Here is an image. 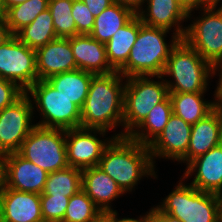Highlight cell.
<instances>
[{
    "instance_id": "obj_2",
    "label": "cell",
    "mask_w": 222,
    "mask_h": 222,
    "mask_svg": "<svg viewBox=\"0 0 222 222\" xmlns=\"http://www.w3.org/2000/svg\"><path fill=\"white\" fill-rule=\"evenodd\" d=\"M98 167L113 179L124 193L132 192L146 175L156 177L148 146L128 136L114 137L105 147Z\"/></svg>"
},
{
    "instance_id": "obj_25",
    "label": "cell",
    "mask_w": 222,
    "mask_h": 222,
    "mask_svg": "<svg viewBox=\"0 0 222 222\" xmlns=\"http://www.w3.org/2000/svg\"><path fill=\"white\" fill-rule=\"evenodd\" d=\"M172 114V103L168 96L149 112L148 116L128 137L142 145L149 146L163 131Z\"/></svg>"
},
{
    "instance_id": "obj_12",
    "label": "cell",
    "mask_w": 222,
    "mask_h": 222,
    "mask_svg": "<svg viewBox=\"0 0 222 222\" xmlns=\"http://www.w3.org/2000/svg\"><path fill=\"white\" fill-rule=\"evenodd\" d=\"M96 133L104 137L107 131L82 127L66 130V154L69 166L80 170L98 166L105 147L115 136L102 141Z\"/></svg>"
},
{
    "instance_id": "obj_35",
    "label": "cell",
    "mask_w": 222,
    "mask_h": 222,
    "mask_svg": "<svg viewBox=\"0 0 222 222\" xmlns=\"http://www.w3.org/2000/svg\"><path fill=\"white\" fill-rule=\"evenodd\" d=\"M183 8L188 12V18L191 19V12L194 10H199L202 7L211 5L218 0H177Z\"/></svg>"
},
{
    "instance_id": "obj_37",
    "label": "cell",
    "mask_w": 222,
    "mask_h": 222,
    "mask_svg": "<svg viewBox=\"0 0 222 222\" xmlns=\"http://www.w3.org/2000/svg\"><path fill=\"white\" fill-rule=\"evenodd\" d=\"M150 215L152 222H182L179 218L161 212L156 206L151 208Z\"/></svg>"
},
{
    "instance_id": "obj_30",
    "label": "cell",
    "mask_w": 222,
    "mask_h": 222,
    "mask_svg": "<svg viewBox=\"0 0 222 222\" xmlns=\"http://www.w3.org/2000/svg\"><path fill=\"white\" fill-rule=\"evenodd\" d=\"M101 209L81 189L69 198L62 222H93Z\"/></svg>"
},
{
    "instance_id": "obj_34",
    "label": "cell",
    "mask_w": 222,
    "mask_h": 222,
    "mask_svg": "<svg viewBox=\"0 0 222 222\" xmlns=\"http://www.w3.org/2000/svg\"><path fill=\"white\" fill-rule=\"evenodd\" d=\"M24 94L25 91L17 84L0 77V111L14 104Z\"/></svg>"
},
{
    "instance_id": "obj_17",
    "label": "cell",
    "mask_w": 222,
    "mask_h": 222,
    "mask_svg": "<svg viewBox=\"0 0 222 222\" xmlns=\"http://www.w3.org/2000/svg\"><path fill=\"white\" fill-rule=\"evenodd\" d=\"M35 52L38 80H47L52 75L77 69L68 38L57 37Z\"/></svg>"
},
{
    "instance_id": "obj_42",
    "label": "cell",
    "mask_w": 222,
    "mask_h": 222,
    "mask_svg": "<svg viewBox=\"0 0 222 222\" xmlns=\"http://www.w3.org/2000/svg\"><path fill=\"white\" fill-rule=\"evenodd\" d=\"M215 71H218V73L220 71L219 73L220 75H219V81H218L219 83L217 84L218 86L215 90L214 99L216 103H222V66L216 68Z\"/></svg>"
},
{
    "instance_id": "obj_33",
    "label": "cell",
    "mask_w": 222,
    "mask_h": 222,
    "mask_svg": "<svg viewBox=\"0 0 222 222\" xmlns=\"http://www.w3.org/2000/svg\"><path fill=\"white\" fill-rule=\"evenodd\" d=\"M72 17L76 23L77 35L92 32L95 16L82 0H73Z\"/></svg>"
},
{
    "instance_id": "obj_39",
    "label": "cell",
    "mask_w": 222,
    "mask_h": 222,
    "mask_svg": "<svg viewBox=\"0 0 222 222\" xmlns=\"http://www.w3.org/2000/svg\"><path fill=\"white\" fill-rule=\"evenodd\" d=\"M145 0H114V2L122 4L126 7H129L132 9L135 13L140 11V9L143 8L142 5H144Z\"/></svg>"
},
{
    "instance_id": "obj_20",
    "label": "cell",
    "mask_w": 222,
    "mask_h": 222,
    "mask_svg": "<svg viewBox=\"0 0 222 222\" xmlns=\"http://www.w3.org/2000/svg\"><path fill=\"white\" fill-rule=\"evenodd\" d=\"M222 143V112L215 107L208 115L192 125L187 151V165Z\"/></svg>"
},
{
    "instance_id": "obj_16",
    "label": "cell",
    "mask_w": 222,
    "mask_h": 222,
    "mask_svg": "<svg viewBox=\"0 0 222 222\" xmlns=\"http://www.w3.org/2000/svg\"><path fill=\"white\" fill-rule=\"evenodd\" d=\"M183 178L193 175L190 183L200 191L222 194V143L207 153L192 160L187 166Z\"/></svg>"
},
{
    "instance_id": "obj_32",
    "label": "cell",
    "mask_w": 222,
    "mask_h": 222,
    "mask_svg": "<svg viewBox=\"0 0 222 222\" xmlns=\"http://www.w3.org/2000/svg\"><path fill=\"white\" fill-rule=\"evenodd\" d=\"M68 203L69 197L66 196L40 195L43 220L62 222Z\"/></svg>"
},
{
    "instance_id": "obj_46",
    "label": "cell",
    "mask_w": 222,
    "mask_h": 222,
    "mask_svg": "<svg viewBox=\"0 0 222 222\" xmlns=\"http://www.w3.org/2000/svg\"><path fill=\"white\" fill-rule=\"evenodd\" d=\"M220 198V216H221V222H222V194L219 195Z\"/></svg>"
},
{
    "instance_id": "obj_36",
    "label": "cell",
    "mask_w": 222,
    "mask_h": 222,
    "mask_svg": "<svg viewBox=\"0 0 222 222\" xmlns=\"http://www.w3.org/2000/svg\"><path fill=\"white\" fill-rule=\"evenodd\" d=\"M82 1L87 5L89 11L95 17L99 16L101 12H103L106 8L115 3L114 0H82Z\"/></svg>"
},
{
    "instance_id": "obj_5",
    "label": "cell",
    "mask_w": 222,
    "mask_h": 222,
    "mask_svg": "<svg viewBox=\"0 0 222 222\" xmlns=\"http://www.w3.org/2000/svg\"><path fill=\"white\" fill-rule=\"evenodd\" d=\"M155 76H132L125 78L124 89V131L115 137L128 136L149 114V112L168 96L169 91L164 76H156L161 81L151 79Z\"/></svg>"
},
{
    "instance_id": "obj_31",
    "label": "cell",
    "mask_w": 222,
    "mask_h": 222,
    "mask_svg": "<svg viewBox=\"0 0 222 222\" xmlns=\"http://www.w3.org/2000/svg\"><path fill=\"white\" fill-rule=\"evenodd\" d=\"M72 6L73 0H49L48 2L57 37L69 38L77 35Z\"/></svg>"
},
{
    "instance_id": "obj_8",
    "label": "cell",
    "mask_w": 222,
    "mask_h": 222,
    "mask_svg": "<svg viewBox=\"0 0 222 222\" xmlns=\"http://www.w3.org/2000/svg\"><path fill=\"white\" fill-rule=\"evenodd\" d=\"M47 173L68 167L66 130L36 125L17 152Z\"/></svg>"
},
{
    "instance_id": "obj_21",
    "label": "cell",
    "mask_w": 222,
    "mask_h": 222,
    "mask_svg": "<svg viewBox=\"0 0 222 222\" xmlns=\"http://www.w3.org/2000/svg\"><path fill=\"white\" fill-rule=\"evenodd\" d=\"M82 190L102 212L112 211L111 201L125 194L118 184L98 166L82 170Z\"/></svg>"
},
{
    "instance_id": "obj_13",
    "label": "cell",
    "mask_w": 222,
    "mask_h": 222,
    "mask_svg": "<svg viewBox=\"0 0 222 222\" xmlns=\"http://www.w3.org/2000/svg\"><path fill=\"white\" fill-rule=\"evenodd\" d=\"M3 185L18 191L42 194L48 174L42 168L26 160L17 152L1 157Z\"/></svg>"
},
{
    "instance_id": "obj_22",
    "label": "cell",
    "mask_w": 222,
    "mask_h": 222,
    "mask_svg": "<svg viewBox=\"0 0 222 222\" xmlns=\"http://www.w3.org/2000/svg\"><path fill=\"white\" fill-rule=\"evenodd\" d=\"M142 25L136 14L105 43L108 62L114 71H119L126 64Z\"/></svg>"
},
{
    "instance_id": "obj_6",
    "label": "cell",
    "mask_w": 222,
    "mask_h": 222,
    "mask_svg": "<svg viewBox=\"0 0 222 222\" xmlns=\"http://www.w3.org/2000/svg\"><path fill=\"white\" fill-rule=\"evenodd\" d=\"M183 179L156 207L182 222H221L219 195L186 185Z\"/></svg>"
},
{
    "instance_id": "obj_3",
    "label": "cell",
    "mask_w": 222,
    "mask_h": 222,
    "mask_svg": "<svg viewBox=\"0 0 222 222\" xmlns=\"http://www.w3.org/2000/svg\"><path fill=\"white\" fill-rule=\"evenodd\" d=\"M169 30L142 25L126 64L118 71L123 77L160 76L172 49L181 40L174 34L169 45L165 37Z\"/></svg>"
},
{
    "instance_id": "obj_38",
    "label": "cell",
    "mask_w": 222,
    "mask_h": 222,
    "mask_svg": "<svg viewBox=\"0 0 222 222\" xmlns=\"http://www.w3.org/2000/svg\"><path fill=\"white\" fill-rule=\"evenodd\" d=\"M13 35L9 30L5 17H0V46L3 45Z\"/></svg>"
},
{
    "instance_id": "obj_28",
    "label": "cell",
    "mask_w": 222,
    "mask_h": 222,
    "mask_svg": "<svg viewBox=\"0 0 222 222\" xmlns=\"http://www.w3.org/2000/svg\"><path fill=\"white\" fill-rule=\"evenodd\" d=\"M82 189V170L68 166L48 174L40 195L71 197Z\"/></svg>"
},
{
    "instance_id": "obj_11",
    "label": "cell",
    "mask_w": 222,
    "mask_h": 222,
    "mask_svg": "<svg viewBox=\"0 0 222 222\" xmlns=\"http://www.w3.org/2000/svg\"><path fill=\"white\" fill-rule=\"evenodd\" d=\"M30 99L25 93L14 104L0 111V157L18 152L36 126L32 123L35 110Z\"/></svg>"
},
{
    "instance_id": "obj_14",
    "label": "cell",
    "mask_w": 222,
    "mask_h": 222,
    "mask_svg": "<svg viewBox=\"0 0 222 222\" xmlns=\"http://www.w3.org/2000/svg\"><path fill=\"white\" fill-rule=\"evenodd\" d=\"M191 128L192 125L172 114L163 131L148 146L153 163H155V158L162 157L187 165Z\"/></svg>"
},
{
    "instance_id": "obj_45",
    "label": "cell",
    "mask_w": 222,
    "mask_h": 222,
    "mask_svg": "<svg viewBox=\"0 0 222 222\" xmlns=\"http://www.w3.org/2000/svg\"><path fill=\"white\" fill-rule=\"evenodd\" d=\"M6 8L4 6L3 0H0V17H5Z\"/></svg>"
},
{
    "instance_id": "obj_26",
    "label": "cell",
    "mask_w": 222,
    "mask_h": 222,
    "mask_svg": "<svg viewBox=\"0 0 222 222\" xmlns=\"http://www.w3.org/2000/svg\"><path fill=\"white\" fill-rule=\"evenodd\" d=\"M135 15L136 13L129 7L115 2L95 17L93 30L89 35L105 44L119 28L127 24Z\"/></svg>"
},
{
    "instance_id": "obj_9",
    "label": "cell",
    "mask_w": 222,
    "mask_h": 222,
    "mask_svg": "<svg viewBox=\"0 0 222 222\" xmlns=\"http://www.w3.org/2000/svg\"><path fill=\"white\" fill-rule=\"evenodd\" d=\"M218 3L200 8L202 17L186 27L182 38L215 69L222 66V4Z\"/></svg>"
},
{
    "instance_id": "obj_7",
    "label": "cell",
    "mask_w": 222,
    "mask_h": 222,
    "mask_svg": "<svg viewBox=\"0 0 222 222\" xmlns=\"http://www.w3.org/2000/svg\"><path fill=\"white\" fill-rule=\"evenodd\" d=\"M25 93L42 116L36 125L64 130L81 127V109L47 80H37Z\"/></svg>"
},
{
    "instance_id": "obj_27",
    "label": "cell",
    "mask_w": 222,
    "mask_h": 222,
    "mask_svg": "<svg viewBox=\"0 0 222 222\" xmlns=\"http://www.w3.org/2000/svg\"><path fill=\"white\" fill-rule=\"evenodd\" d=\"M15 36L35 50L57 38L50 10L41 12L32 23L21 29Z\"/></svg>"
},
{
    "instance_id": "obj_23",
    "label": "cell",
    "mask_w": 222,
    "mask_h": 222,
    "mask_svg": "<svg viewBox=\"0 0 222 222\" xmlns=\"http://www.w3.org/2000/svg\"><path fill=\"white\" fill-rule=\"evenodd\" d=\"M94 75L91 72L76 69L52 75L47 81L60 94L70 99V101L82 109L88 95L91 79Z\"/></svg>"
},
{
    "instance_id": "obj_18",
    "label": "cell",
    "mask_w": 222,
    "mask_h": 222,
    "mask_svg": "<svg viewBox=\"0 0 222 222\" xmlns=\"http://www.w3.org/2000/svg\"><path fill=\"white\" fill-rule=\"evenodd\" d=\"M147 8L140 9L136 14L146 26L171 30L174 34L183 38L186 27L183 28L182 22L188 18V12L177 0H145ZM147 10V11H146Z\"/></svg>"
},
{
    "instance_id": "obj_19",
    "label": "cell",
    "mask_w": 222,
    "mask_h": 222,
    "mask_svg": "<svg viewBox=\"0 0 222 222\" xmlns=\"http://www.w3.org/2000/svg\"><path fill=\"white\" fill-rule=\"evenodd\" d=\"M73 51L77 69L97 74L114 72L111 68L104 43L89 34H79L68 38Z\"/></svg>"
},
{
    "instance_id": "obj_24",
    "label": "cell",
    "mask_w": 222,
    "mask_h": 222,
    "mask_svg": "<svg viewBox=\"0 0 222 222\" xmlns=\"http://www.w3.org/2000/svg\"><path fill=\"white\" fill-rule=\"evenodd\" d=\"M204 93H169L173 114L190 125L196 124L216 107L215 100L210 102L204 100Z\"/></svg>"
},
{
    "instance_id": "obj_40",
    "label": "cell",
    "mask_w": 222,
    "mask_h": 222,
    "mask_svg": "<svg viewBox=\"0 0 222 222\" xmlns=\"http://www.w3.org/2000/svg\"><path fill=\"white\" fill-rule=\"evenodd\" d=\"M93 222H116V210L101 212Z\"/></svg>"
},
{
    "instance_id": "obj_10",
    "label": "cell",
    "mask_w": 222,
    "mask_h": 222,
    "mask_svg": "<svg viewBox=\"0 0 222 222\" xmlns=\"http://www.w3.org/2000/svg\"><path fill=\"white\" fill-rule=\"evenodd\" d=\"M0 77L14 82L25 92L38 80L35 49L15 35L0 46Z\"/></svg>"
},
{
    "instance_id": "obj_44",
    "label": "cell",
    "mask_w": 222,
    "mask_h": 222,
    "mask_svg": "<svg viewBox=\"0 0 222 222\" xmlns=\"http://www.w3.org/2000/svg\"><path fill=\"white\" fill-rule=\"evenodd\" d=\"M3 185V162L2 158L0 157V192Z\"/></svg>"
},
{
    "instance_id": "obj_29",
    "label": "cell",
    "mask_w": 222,
    "mask_h": 222,
    "mask_svg": "<svg viewBox=\"0 0 222 222\" xmlns=\"http://www.w3.org/2000/svg\"><path fill=\"white\" fill-rule=\"evenodd\" d=\"M49 0H26L6 10L5 20L12 35L28 26L43 11Z\"/></svg>"
},
{
    "instance_id": "obj_41",
    "label": "cell",
    "mask_w": 222,
    "mask_h": 222,
    "mask_svg": "<svg viewBox=\"0 0 222 222\" xmlns=\"http://www.w3.org/2000/svg\"><path fill=\"white\" fill-rule=\"evenodd\" d=\"M117 214H118V212L116 211V222H152L150 210H149V212H147V214H145V216L143 215V216L139 217L138 219L130 218V217L118 219Z\"/></svg>"
},
{
    "instance_id": "obj_1",
    "label": "cell",
    "mask_w": 222,
    "mask_h": 222,
    "mask_svg": "<svg viewBox=\"0 0 222 222\" xmlns=\"http://www.w3.org/2000/svg\"><path fill=\"white\" fill-rule=\"evenodd\" d=\"M125 77L118 71L97 74L91 79L81 109V127L108 132L123 126ZM123 82V84H122Z\"/></svg>"
},
{
    "instance_id": "obj_4",
    "label": "cell",
    "mask_w": 222,
    "mask_h": 222,
    "mask_svg": "<svg viewBox=\"0 0 222 222\" xmlns=\"http://www.w3.org/2000/svg\"><path fill=\"white\" fill-rule=\"evenodd\" d=\"M215 74V68L181 39L172 49L162 75L174 80L165 79L169 93H186L206 92Z\"/></svg>"
},
{
    "instance_id": "obj_15",
    "label": "cell",
    "mask_w": 222,
    "mask_h": 222,
    "mask_svg": "<svg viewBox=\"0 0 222 222\" xmlns=\"http://www.w3.org/2000/svg\"><path fill=\"white\" fill-rule=\"evenodd\" d=\"M40 194L18 191L2 185L0 222H41Z\"/></svg>"
},
{
    "instance_id": "obj_43",
    "label": "cell",
    "mask_w": 222,
    "mask_h": 222,
    "mask_svg": "<svg viewBox=\"0 0 222 222\" xmlns=\"http://www.w3.org/2000/svg\"><path fill=\"white\" fill-rule=\"evenodd\" d=\"M25 1L26 0H3V3H4V6L7 10L8 8H11V7H13L17 4L23 3Z\"/></svg>"
},
{
    "instance_id": "obj_47",
    "label": "cell",
    "mask_w": 222,
    "mask_h": 222,
    "mask_svg": "<svg viewBox=\"0 0 222 222\" xmlns=\"http://www.w3.org/2000/svg\"><path fill=\"white\" fill-rule=\"evenodd\" d=\"M216 107L222 112V103H216Z\"/></svg>"
}]
</instances>
